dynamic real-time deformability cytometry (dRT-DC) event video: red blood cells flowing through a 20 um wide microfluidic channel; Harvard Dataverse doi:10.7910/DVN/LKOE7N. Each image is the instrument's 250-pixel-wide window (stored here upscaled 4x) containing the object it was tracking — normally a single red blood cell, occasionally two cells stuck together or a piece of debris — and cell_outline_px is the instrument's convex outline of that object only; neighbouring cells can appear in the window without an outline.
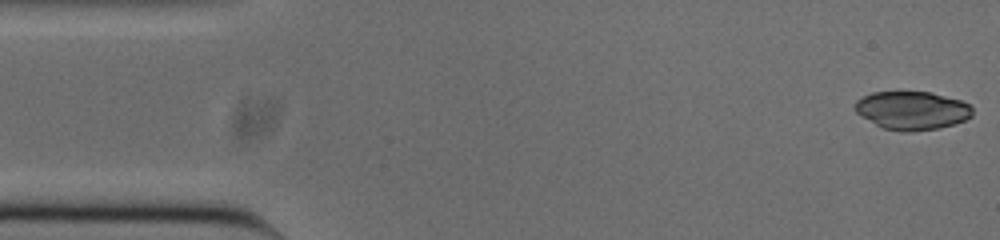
{"species": "common noctule bat (a hibernating species)", "species_latin": "Nyctalus noctula", "temperature_condition": "cold", "stored_images_in_passage": 52, "camera_frame_rate_fps": 3000, "um_per_image_px": 0.085, "animal": {"sex": "male", "body_mass_g": 20.0, "forearm_length_mm": 53.3}, "frame": {"image": 1, "passage_image": 1, "time_ms": 0.0, "image_size_px": [1000, 240], "cell_outline_px": [[972, 116], [956, 124], [940, 128], [908, 132], [904, 132], [884, 128], [876, 124], [856, 112], [856, 100], [872, 92], [932, 92], [960, 100], [972, 104]], "centroid_in_image_um": [77.58, 9.39], "position_along_channel_um": 7.4, "area_um2": 26.18}}
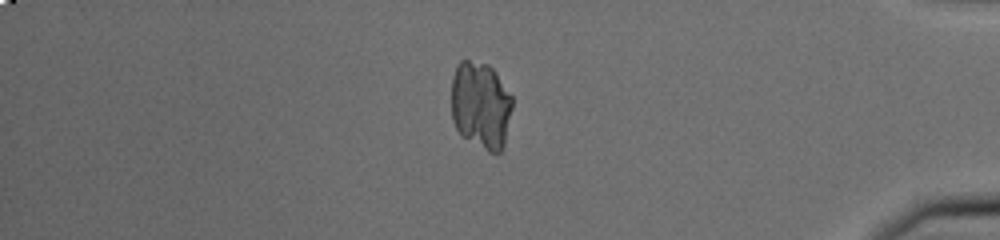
{"frame": {"image": 2, "passage_image": 44, "time_ms": 14.333, "image_size_px": [1000, 240], "cell_outline_px": [[512, 108], [504, 144], [500, 152], [488, 152], [460, 136], [452, 120], [452, 76], [456, 64], [460, 60], [468, 60], [488, 64], [496, 72], [512, 96]], "centroid_in_image_um": [40.85, 8.94], "position_along_channel_um": 394.4, "area_um2": 31.39}}
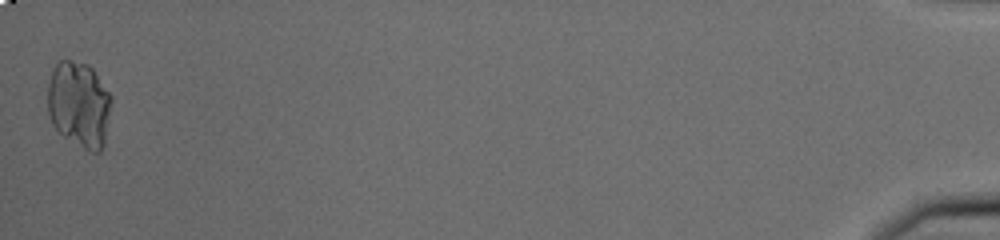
{"frame": {"image": 3, "passage_image": 52, "time_ms": 17.0, "image_size_px": [1000, 240], "cell_outline_px": [[112, 100], [104, 144], [100, 152], [92, 152], [84, 148], [64, 136], [52, 124], [48, 112], [48, 84], [52, 68], [60, 60], [68, 60], [88, 64], [92, 68], [112, 96]], "centroid_in_image_um": [6.72, 8.86], "position_along_channel_um": 428.5, "area_um2": 31.91}}